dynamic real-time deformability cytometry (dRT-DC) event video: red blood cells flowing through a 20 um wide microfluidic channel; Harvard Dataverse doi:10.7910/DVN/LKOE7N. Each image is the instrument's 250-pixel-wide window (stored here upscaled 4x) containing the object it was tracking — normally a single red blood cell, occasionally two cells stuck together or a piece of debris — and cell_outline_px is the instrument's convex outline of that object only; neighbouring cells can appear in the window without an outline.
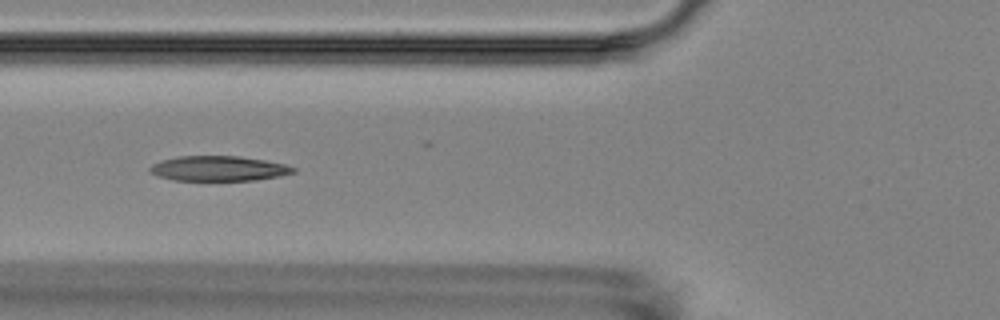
{"species": "Egyptian fruit bat (a non-hibernating species)", "species_latin": "Rousettus aegyptiacus", "temperature_condition": "room temperature", "stored_images_in_passage": 6, "camera_frame_rate_fps": 3000, "um_per_image_px": 0.085, "animal": {"sex": "female"}, "frame": {"image": 1, "passage_image": 4, "time_ms": 3.333, "image_size_px": [1000, 320], "cell_outline_px": [[296, 172], [280, 176], [256, 180], [172, 180], [160, 176], [152, 172], [148, 168], [152, 164], [164, 160], [180, 156], [240, 156], [264, 160], [284, 164], [296, 168]], "centroid_in_image_um": [18.62, 14.32], "position_along_channel_um": 107.2, "area_um2": 20.69}}
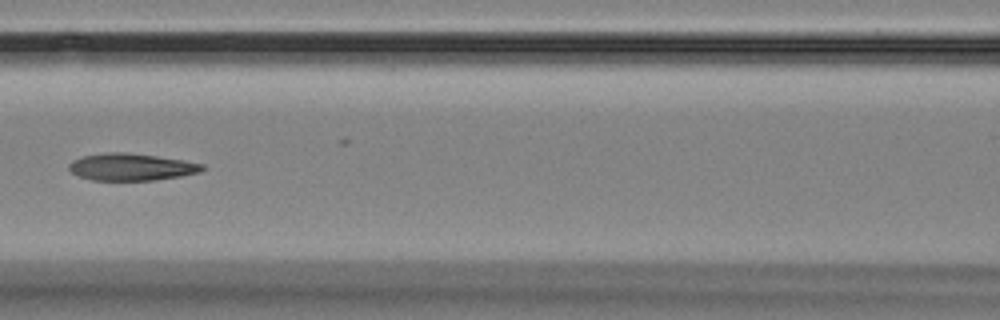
{"frame": {"image": 2, "passage_image": 5, "time_ms": 4.667, "image_size_px": [1000, 320], "cell_outline_px": [[204, 168], [200, 172], [180, 176], [156, 180], [92, 180], [80, 176], [72, 172], [68, 168], [68, 164], [72, 160], [80, 156], [104, 152], [128, 152], [184, 160], [204, 164]], "centroid_in_image_um": [11.13, 14.18], "position_along_channel_um": 155.5, "area_um2": 21.15}}
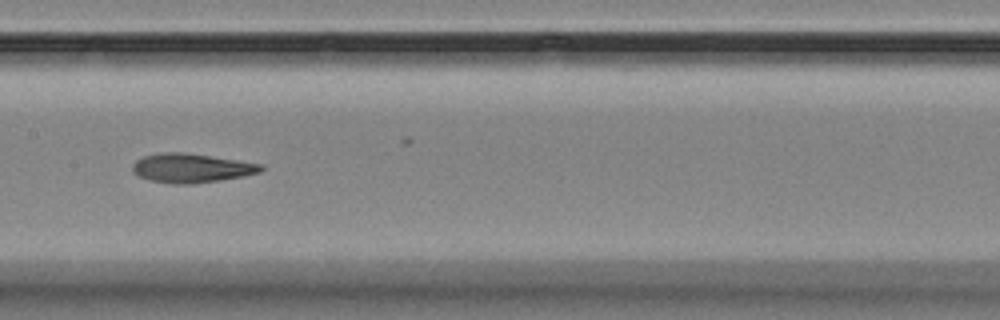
{"frame": {"image": 3, "passage_image": 6, "time_ms": 5.667, "image_size_px": [1000, 320], "cell_outline_px": [[264, 168], [260, 172], [244, 176], [220, 180], [192, 184], [172, 184], [148, 180], [136, 176], [132, 172], [132, 164], [136, 160], [144, 156], [160, 152], [184, 152], [264, 164]], "centroid_in_image_um": [16.23, 14.29], "position_along_channel_um": 191.2, "area_um2": 22.02}}